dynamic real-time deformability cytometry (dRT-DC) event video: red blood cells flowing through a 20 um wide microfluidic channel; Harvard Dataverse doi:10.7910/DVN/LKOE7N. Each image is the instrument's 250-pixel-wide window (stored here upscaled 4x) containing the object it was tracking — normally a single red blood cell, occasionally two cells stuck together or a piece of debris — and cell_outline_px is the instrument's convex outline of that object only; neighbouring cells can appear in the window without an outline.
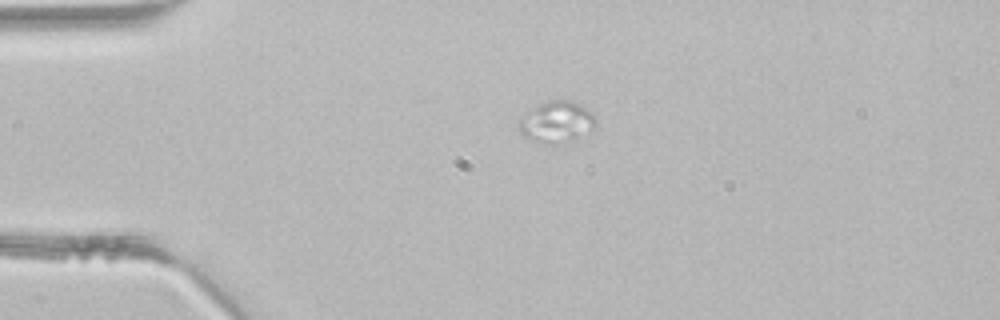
{"species": "common noctule bat (a hibernating species)", "species_latin": "Nyctalus noctula", "temperature_condition": "room temperature", "stored_images_in_passage": 2, "camera_frame_rate_fps": 3000, "um_per_image_px": 0.085, "animal": {"sex": "male", "body_mass_g": 21.5, "forearm_length_mm": 52.0}, "frame": {"image": 1, "passage_image": 1, "time_ms": 0.0, "image_size_px": [1000, 320], "cell_outline_px": [[596, 124], [592, 128], [572, 140], [548, 144], [540, 144], [524, 136], [520, 132], [520, 120], [532, 108], [548, 100], [568, 100], [592, 112], [596, 116]], "centroid_in_image_um": [47.3, 10.37], "position_along_channel_um": 37.7, "area_um2": 17.98}}